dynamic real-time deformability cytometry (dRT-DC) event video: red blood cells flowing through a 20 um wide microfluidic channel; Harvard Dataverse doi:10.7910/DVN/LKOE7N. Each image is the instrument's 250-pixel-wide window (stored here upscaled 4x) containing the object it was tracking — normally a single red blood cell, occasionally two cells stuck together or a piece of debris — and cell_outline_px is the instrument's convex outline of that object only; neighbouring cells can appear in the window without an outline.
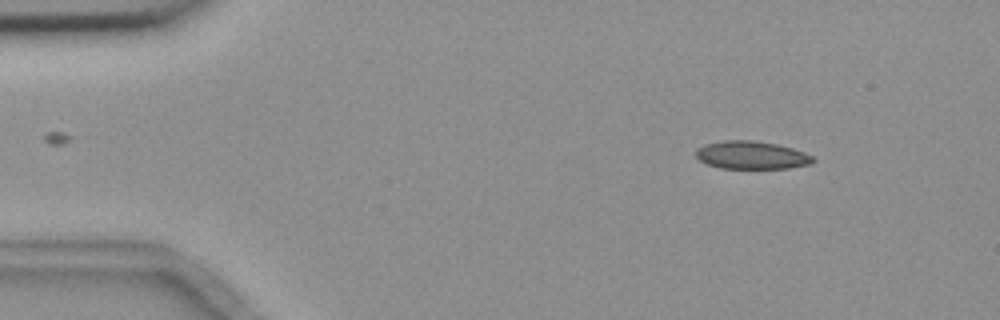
{"species": "common noctule bat (a hibernating species)", "species_latin": "Nyctalus noctula", "temperature_condition": "room temperature", "stored_images_in_passage": 5, "camera_frame_rate_fps": 3000, "um_per_image_px": 0.085, "animal": {"sex": "female", "body_mass_g": 18.4}, "frame": {"image": 1, "passage_image": 1, "time_ms": 0.0, "image_size_px": [1000, 320], "cell_outline_px": [[816, 160], [812, 164], [788, 168], [720, 168], [708, 164], [700, 160], [696, 156], [696, 148], [704, 144], [724, 140], [752, 140], [776, 144], [792, 148], [804, 152], [812, 156]], "centroid_in_image_um": [63.88, 13.18], "position_along_channel_um": 21.1, "area_um2": 19.07}}